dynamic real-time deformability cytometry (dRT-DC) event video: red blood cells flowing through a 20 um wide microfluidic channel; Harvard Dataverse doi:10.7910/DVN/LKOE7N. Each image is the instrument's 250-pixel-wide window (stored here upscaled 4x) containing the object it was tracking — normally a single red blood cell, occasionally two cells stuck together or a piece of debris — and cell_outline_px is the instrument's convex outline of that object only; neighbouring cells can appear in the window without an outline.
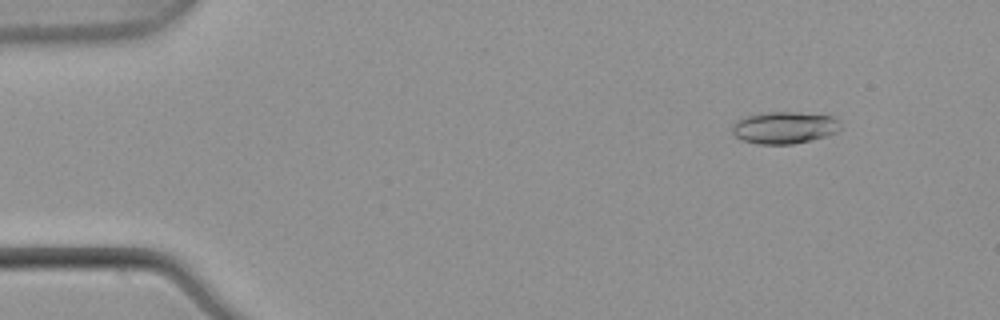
{"species": "common noctule bat (a hibernating species)", "species_latin": "Nyctalus noctula", "temperature_condition": "warm", "stored_images_in_passage": 49, "camera_frame_rate_fps": 3000, "um_per_image_px": 0.085, "animal": {"sex": "male", "body_mass_g": 21.5, "forearm_length_mm": 52.0}, "frame": {"image": 1, "passage_image": 2, "time_ms": 0.333, "image_size_px": [1000, 320], "cell_outline_px": [[840, 128], [836, 132], [824, 136], [792, 144], [756, 144], [744, 140], [736, 136], [732, 132], [732, 124], [748, 116], [768, 112], [792, 112], [832, 116], [836, 120]], "centroid_in_image_um": [66.64, 10.85], "position_along_channel_um": 18.4, "area_um2": 19.65}}
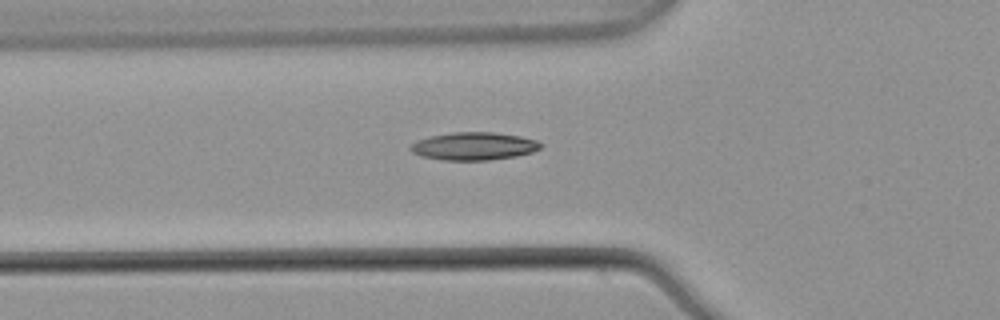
{"frame": {"image": 2, "passage_image": 15, "time_ms": 4.667, "image_size_px": [1000, 320], "cell_outline_px": [[544, 144], [540, 148], [532, 152], [516, 156], [488, 160], [444, 160], [420, 156], [412, 152], [408, 148], [416, 140], [428, 136], [452, 132], [492, 132], [520, 136], [536, 140]], "centroid_in_image_um": [40.25, 12.42], "position_along_channel_um": 85.5, "area_um2": 21.21}}
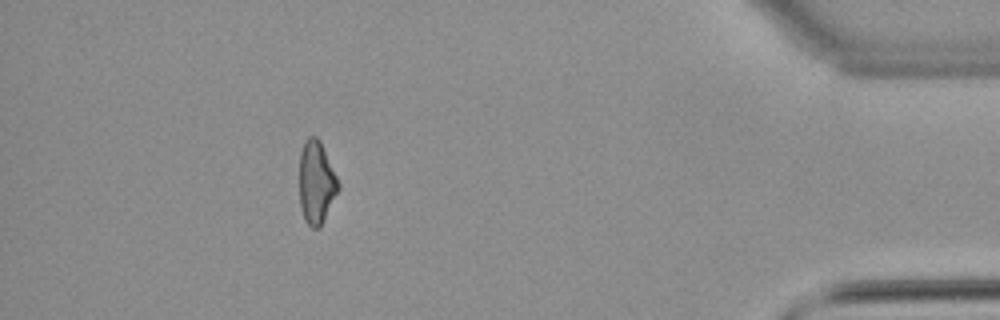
{"frame": {"image": 3, "passage_image": 44, "time_ms": 14.333, "image_size_px": [1000, 320], "cell_outline_px": [[340, 188], [320, 228], [312, 228], [304, 220], [300, 208], [300, 152], [304, 140], [308, 136], [316, 136], [320, 140], [340, 184]], "centroid_in_image_um": [26.89, 15.51], "position_along_channel_um": 408.3, "area_um2": 18.9}, "authors_computed_cell_mechanics": {"area_um2": 19.3052, "velocity_mm_per_s": 3.8884, "shape_relaxation_time_tau1_ms": null, "shape_relaxation_time_tau2_ms": 4.7584, "deformation_change_tau1": null, "deformation_change_tau2": 0.1275}}